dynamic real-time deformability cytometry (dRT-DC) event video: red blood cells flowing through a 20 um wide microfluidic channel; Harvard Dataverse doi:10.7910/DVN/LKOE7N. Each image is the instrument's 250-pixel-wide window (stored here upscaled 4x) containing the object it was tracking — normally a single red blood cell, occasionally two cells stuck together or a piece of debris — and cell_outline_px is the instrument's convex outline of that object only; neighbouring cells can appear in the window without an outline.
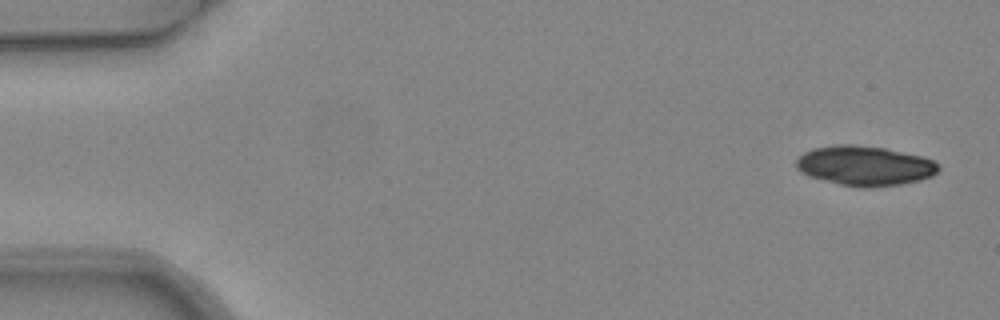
{"species": "common noctule bat (a hibernating species)", "species_latin": "Nyctalus noctula", "temperature_condition": "warm", "stored_images_in_passage": 6, "camera_frame_rate_fps": 3000, "um_per_image_px": 0.085, "animal": {"sex": "female", "body_mass_g": 24.6, "forearm_length_mm": 56.2}, "frame": {"image": 1, "passage_image": 1, "time_ms": 0.0, "image_size_px": [1000, 320], "cell_outline_px": [[940, 168], [932, 176], [920, 180], [900, 184], [868, 188], [860, 188], [840, 184], [812, 176], [800, 172], [796, 168], [796, 160], [804, 152], [812, 148], [836, 144], [852, 144], [884, 148], [920, 156], [932, 160]], "centroid_in_image_um": [73.48, 14.08], "position_along_channel_um": 11.5, "area_um2": 32.71}}
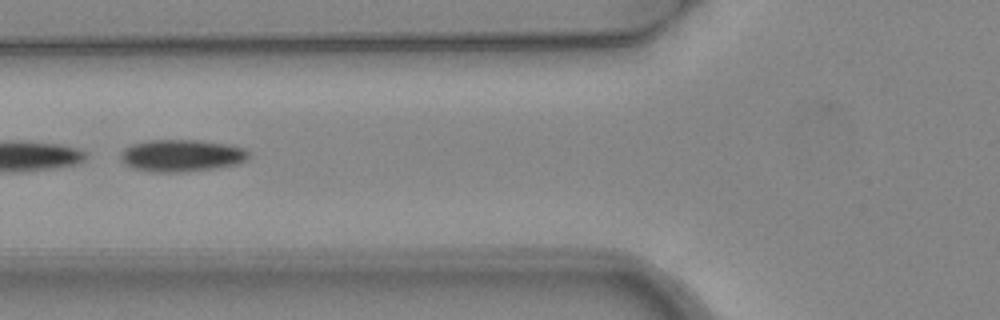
{"frame": {"image": 2, "passage_image": 6, "time_ms": 1.667, "image_size_px": [1000, 320], "cell_outline_px": [[252, 156], [248, 160], [240, 164], [184, 172], [152, 172], [132, 168], [124, 164], [120, 160], [120, 152], [124, 148], [132, 144], [148, 140], [200, 140], [228, 144], [244, 148]], "centroid_in_image_um": [15.44, 13.22], "position_along_channel_um": 110.4, "area_um2": 24.33}}